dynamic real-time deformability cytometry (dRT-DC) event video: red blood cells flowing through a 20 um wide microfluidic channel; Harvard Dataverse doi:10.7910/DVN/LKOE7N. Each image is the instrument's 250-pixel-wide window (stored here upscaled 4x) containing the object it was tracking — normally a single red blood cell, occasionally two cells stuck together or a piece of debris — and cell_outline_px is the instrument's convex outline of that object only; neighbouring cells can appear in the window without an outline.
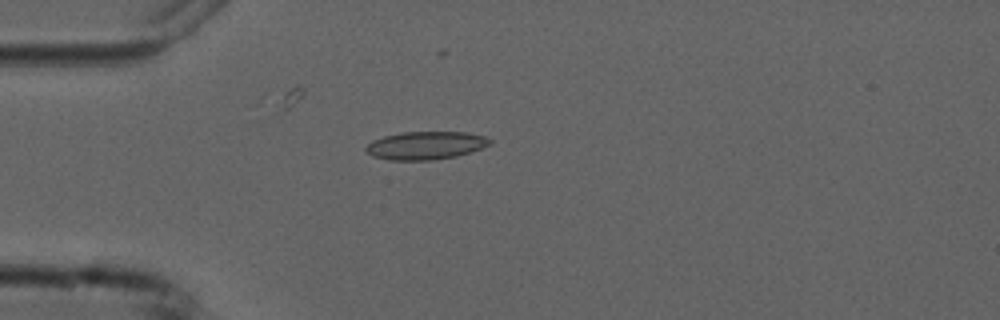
{"species": "common noctule bat (a hibernating species)", "species_latin": "Nyctalus noctula", "temperature_condition": "cold", "stored_images_in_passage": 6, "camera_frame_rate_fps": 3000, "um_per_image_px": 0.085, "animal": {"sex": "male", "forearm_length_mm": 52.5}, "frame": {"image": 1, "passage_image": 5, "time_ms": 4.667, "image_size_px": [1000, 320], "cell_outline_px": [[492, 144], [456, 156], [432, 160], [388, 160], [372, 156], [364, 148], [372, 140], [384, 136], [400, 132], [468, 132], [484, 136], [492, 140]], "centroid_in_image_um": [36.16, 12.36], "position_along_channel_um": 48.8, "area_um2": 20.23}}